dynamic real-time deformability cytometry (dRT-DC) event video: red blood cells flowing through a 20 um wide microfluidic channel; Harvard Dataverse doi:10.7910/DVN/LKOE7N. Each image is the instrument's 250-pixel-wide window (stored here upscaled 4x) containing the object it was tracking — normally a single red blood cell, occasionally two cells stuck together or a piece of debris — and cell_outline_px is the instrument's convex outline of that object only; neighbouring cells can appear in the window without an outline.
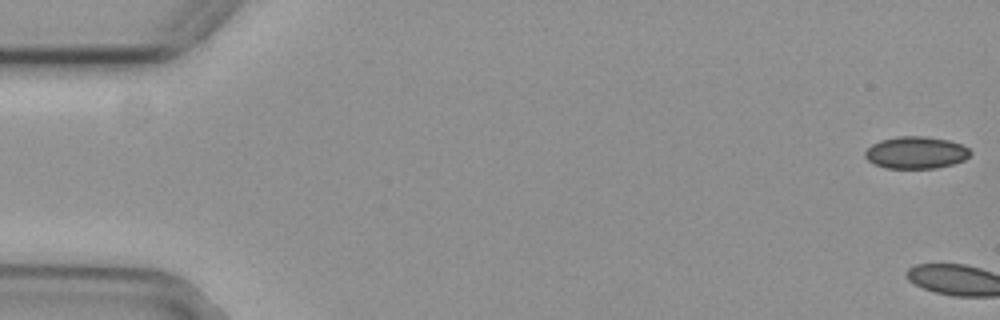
{"species": "common noctule bat (a hibernating species)", "species_latin": "Nyctalus noctula", "temperature_condition": "cold", "stored_images_in_passage": 3, "camera_frame_rate_fps": 3000, "um_per_image_px": 0.085, "animal": {"sex": "female", "body_mass_g": 29.2, "forearm_length_mm": 56.3}, "frame": {"image": 1, "passage_image": 1, "time_ms": 0.0, "image_size_px": [1000, 320], "cell_outline_px": [[972, 152], [964, 160], [952, 164], [936, 168], [884, 168], [868, 160], [864, 156], [864, 152], [872, 144], [880, 140], [896, 136], [924, 136], [948, 140], [960, 144], [968, 148]], "centroid_in_image_um": [77.84, 12.96], "position_along_channel_um": 7.2, "area_um2": 19.65}}